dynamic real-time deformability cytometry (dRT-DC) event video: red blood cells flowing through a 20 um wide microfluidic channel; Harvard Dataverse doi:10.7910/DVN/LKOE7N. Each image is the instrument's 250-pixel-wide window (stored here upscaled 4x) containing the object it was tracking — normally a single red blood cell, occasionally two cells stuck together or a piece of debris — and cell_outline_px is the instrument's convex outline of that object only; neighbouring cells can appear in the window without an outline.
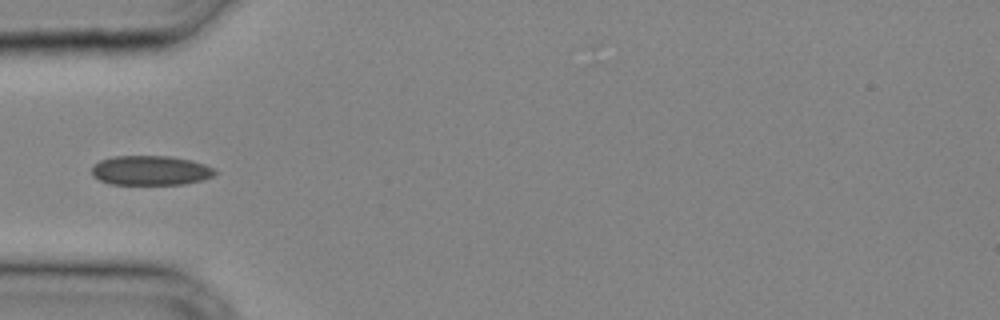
{"species": "common noctule bat (a hibernating species)", "species_latin": "Nyctalus noctula", "temperature_condition": "cold", "stored_images_in_passage": 23, "camera_frame_rate_fps": 3000, "um_per_image_px": 0.085, "animal": {"sex": "male", "body_mass_g": 20.4}, "frame": {"image": 1, "passage_image": 1, "time_ms": 0.0, "image_size_px": [1000, 320], "cell_outline_px": [[216, 172], [212, 176], [200, 180], [184, 184], [112, 184], [100, 180], [92, 176], [92, 164], [100, 160], [112, 156], [168, 156], [188, 160], [204, 164], [212, 168]], "centroid_in_image_um": [12.73, 14.48], "position_along_channel_um": 72.3, "area_um2": 21.04}}
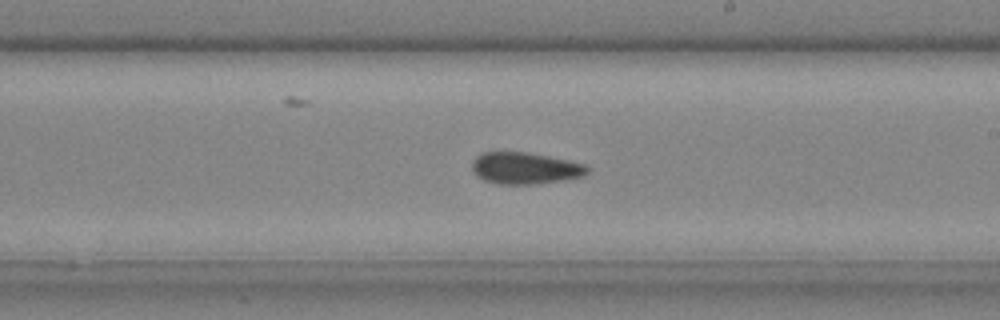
{"frame": {"image": 2, "passage_image": 10, "time_ms": 3.0, "image_size_px": [1000, 320], "cell_outline_px": [[588, 172], [584, 176], [560, 180], [532, 184], [500, 184], [484, 180], [476, 176], [472, 168], [472, 160], [480, 152], [528, 152], [568, 160], [584, 164], [588, 168]], "centroid_in_image_um": [44.59, 14.28], "position_along_channel_um": 244.4, "area_um2": 21.21}}